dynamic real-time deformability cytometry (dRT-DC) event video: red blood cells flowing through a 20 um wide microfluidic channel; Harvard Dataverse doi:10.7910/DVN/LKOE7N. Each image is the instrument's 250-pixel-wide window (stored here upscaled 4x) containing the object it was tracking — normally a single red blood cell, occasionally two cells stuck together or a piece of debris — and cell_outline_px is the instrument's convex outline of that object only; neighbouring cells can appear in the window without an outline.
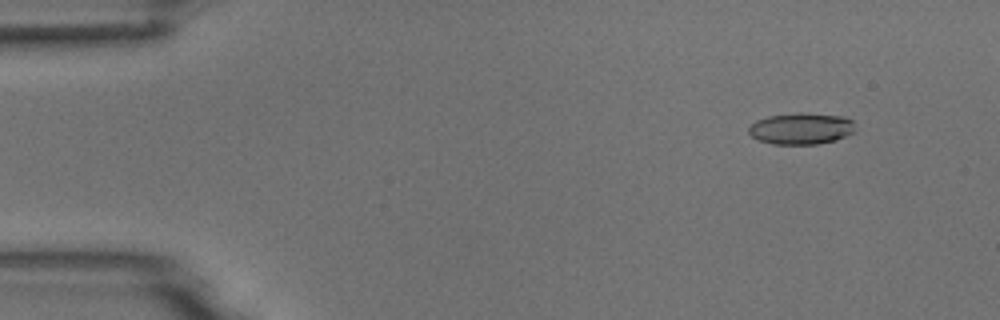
{"species": "common noctule bat (a hibernating species)", "species_latin": "Nyctalus noctula", "temperature_condition": "room temperature", "stored_images_in_passage": 5, "camera_frame_rate_fps": 3000, "um_per_image_px": 0.085, "animal": {"sex": "male", "body_mass_g": 18.8}, "frame": {"image": 1, "passage_image": 2, "time_ms": 1.0, "image_size_px": [1000, 320], "cell_outline_px": [[856, 132], [836, 140], [816, 144], [772, 144], [760, 140], [752, 136], [748, 132], [748, 128], [756, 120], [768, 116], [796, 112], [804, 112], [844, 116], [852, 120]], "centroid_in_image_um": [68.12, 10.91], "position_along_channel_um": 16.9, "area_um2": 19.77}}
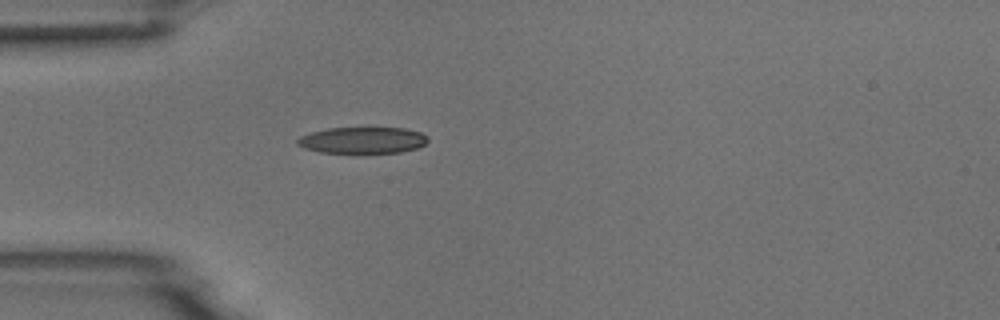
{"frame": {"image": 2, "passage_image": 5, "time_ms": 4.333, "image_size_px": [1000, 320], "cell_outline_px": [[428, 140], [424, 144], [416, 148], [400, 152], [320, 152], [304, 148], [296, 144], [296, 140], [300, 136], [312, 132], [328, 128], [404, 128], [420, 132], [428, 136]], "centroid_in_image_um": [30.81, 11.91], "position_along_channel_um": 54.2, "area_um2": 19.83}}